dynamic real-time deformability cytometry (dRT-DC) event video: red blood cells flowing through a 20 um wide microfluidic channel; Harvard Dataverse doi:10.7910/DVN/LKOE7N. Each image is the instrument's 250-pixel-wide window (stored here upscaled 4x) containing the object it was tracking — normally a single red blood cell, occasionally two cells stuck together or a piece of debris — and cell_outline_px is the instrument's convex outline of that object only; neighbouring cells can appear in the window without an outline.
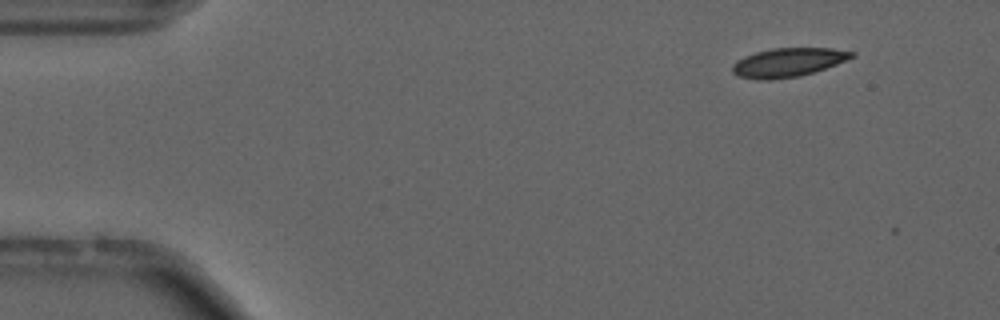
{"species": "common noctule bat (a hibernating species)", "species_latin": "Nyctalus noctula", "temperature_condition": "cold", "stored_images_in_passage": 14, "camera_frame_rate_fps": 3000, "um_per_image_px": 0.085, "animal": {"sex": "male", "forearm_length_mm": 52.5}, "frame": {"image": 1, "passage_image": 6, "time_ms": 1.667, "image_size_px": [1000, 320], "cell_outline_px": [[856, 56], [836, 64], [800, 76], [772, 80], [756, 80], [740, 76], [732, 72], [732, 64], [736, 60], [744, 56], [756, 52], [772, 48], [832, 48], [856, 52]], "centroid_in_image_um": [66.97, 5.3], "position_along_channel_um": 18.0, "area_um2": 20.11}}